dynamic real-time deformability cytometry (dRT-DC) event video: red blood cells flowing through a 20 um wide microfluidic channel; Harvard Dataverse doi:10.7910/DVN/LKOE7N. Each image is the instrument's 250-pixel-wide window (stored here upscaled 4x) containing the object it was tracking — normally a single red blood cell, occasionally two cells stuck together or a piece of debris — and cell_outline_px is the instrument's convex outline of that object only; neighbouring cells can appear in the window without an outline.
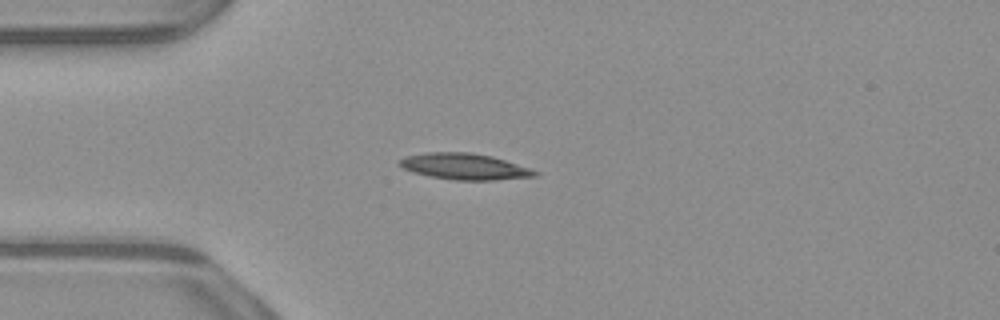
{"species": "common noctule bat (a hibernating species)", "species_latin": "Nyctalus noctula", "temperature_condition": "warm", "stored_images_in_passage": 40, "camera_frame_rate_fps": 3000, "um_per_image_px": 0.085, "animal": {"sex": "male", "body_mass_g": 23.1, "forearm_length_mm": 52.7}, "frame": {"image": 1, "passage_image": 1, "time_ms": 0.0, "image_size_px": [1000, 320], "cell_outline_px": [[540, 172], [536, 176], [496, 180], [456, 180], [432, 176], [412, 172], [396, 164], [404, 156], [424, 152], [472, 152], [492, 156]], "centroid_in_image_um": [39.44, 14.14], "position_along_channel_um": 45.6, "area_um2": 20.58}}
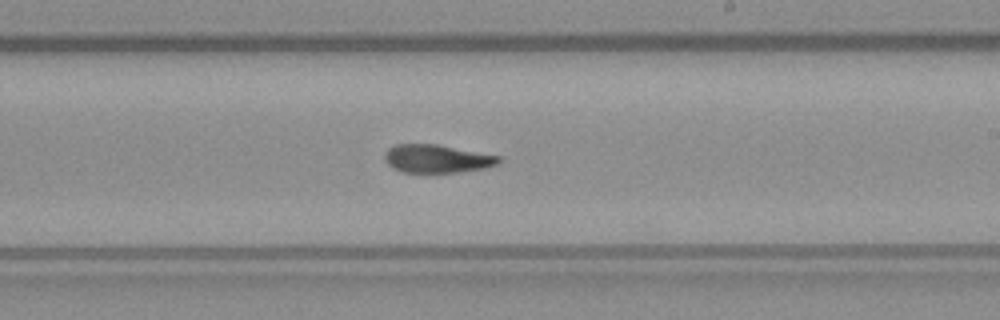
{"frame": {"image": 2, "passage_image": 18, "time_ms": 5.667, "image_size_px": [1000, 320], "cell_outline_px": [[504, 160], [500, 164], [484, 168], [456, 172], [404, 172], [392, 168], [384, 160], [384, 152], [388, 148], [396, 144], [436, 144], [500, 156]], "centroid_in_image_um": [37.14, 13.48], "position_along_channel_um": 251.9, "area_um2": 18.79}}
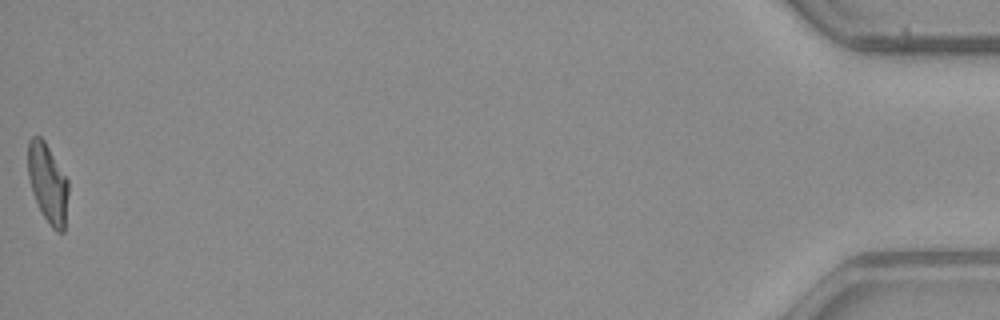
{"frame": {"image": 3, "passage_image": 40, "time_ms": 13.0, "image_size_px": [1000, 320], "cell_outline_px": [[68, 192], [64, 232], [56, 232], [52, 228], [44, 216], [32, 192], [28, 176], [28, 140], [32, 136], [40, 136], [44, 140], [68, 180]], "centroid_in_image_um": [4.06, 15.56], "position_along_channel_um": 431.1, "area_um2": 18.44}, "authors_computed_cell_mechanics": {"area_um2": 19.363, "velocity_mm_per_s": 3.9204, "shape_relaxation_time_tau1_ms": null, "shape_relaxation_time_tau2_ms": 5.5314, "deformation_change_tau1": null, "deformation_change_tau2": 0.1474}}